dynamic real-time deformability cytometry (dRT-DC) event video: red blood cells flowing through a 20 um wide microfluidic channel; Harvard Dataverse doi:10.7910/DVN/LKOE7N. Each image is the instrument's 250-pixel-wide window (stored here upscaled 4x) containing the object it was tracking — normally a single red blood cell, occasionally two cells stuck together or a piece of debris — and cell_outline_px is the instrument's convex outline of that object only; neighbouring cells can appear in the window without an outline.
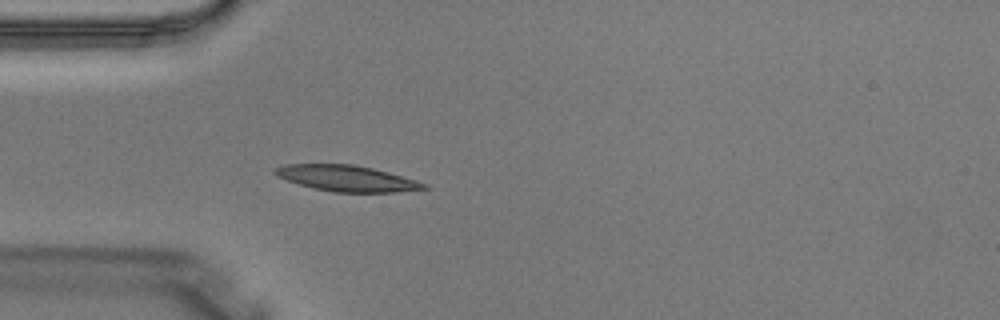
{"species": "Egyptian fruit bat (a non-hibernating species)", "species_latin": "Rousettus aegyptiacus", "temperature_condition": "warm", "stored_images_in_passage": 2, "camera_frame_rate_fps": 3000, "um_per_image_px": 0.085, "animal": {"sex": "male"}, "frame": {"image": 1, "passage_image": 2, "time_ms": 0.333, "image_size_px": [1000, 320], "cell_outline_px": [[428, 188], [396, 192], [336, 192], [316, 188], [300, 184], [276, 176], [272, 172], [276, 168], [284, 164], [352, 164], [372, 168], [388, 172], [416, 180], [428, 184]], "centroid_in_image_um": [29.49, 15.15], "position_along_channel_um": 55.5, "area_um2": 22.25}}